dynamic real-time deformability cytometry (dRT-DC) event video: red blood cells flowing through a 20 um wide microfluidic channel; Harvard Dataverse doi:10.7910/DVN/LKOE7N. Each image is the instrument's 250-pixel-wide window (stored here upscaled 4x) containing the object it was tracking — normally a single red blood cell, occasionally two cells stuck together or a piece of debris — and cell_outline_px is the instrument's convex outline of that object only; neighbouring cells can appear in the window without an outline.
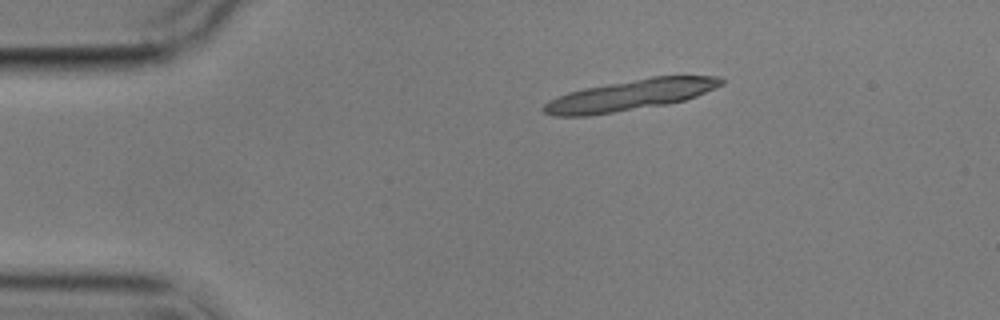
{"species": "common noctule bat (a hibernating species)", "species_latin": "Nyctalus noctula", "temperature_condition": "cold", "stored_images_in_passage": 5, "segment_of_instrument_passage": [1, 2], "camera_frame_rate_fps": 3000, "um_per_image_px": 0.085, "animal": {"sex": "male", "body_mass_g": 17.9}, "frame": {"image": 1, "passage_image": 1, "time_ms": 0.0, "image_size_px": [1000, 320], "cell_outline_px": [[724, 84], [716, 88], [696, 96], [684, 100], [668, 104], [588, 116], [556, 116], [544, 112], [540, 108], [548, 100], [556, 96], [568, 92], [584, 88], [652, 76], [720, 76], [724, 80]], "centroid_in_image_um": [53.56, 8.08], "position_along_channel_um": 31.4, "area_um2": 31.91}}